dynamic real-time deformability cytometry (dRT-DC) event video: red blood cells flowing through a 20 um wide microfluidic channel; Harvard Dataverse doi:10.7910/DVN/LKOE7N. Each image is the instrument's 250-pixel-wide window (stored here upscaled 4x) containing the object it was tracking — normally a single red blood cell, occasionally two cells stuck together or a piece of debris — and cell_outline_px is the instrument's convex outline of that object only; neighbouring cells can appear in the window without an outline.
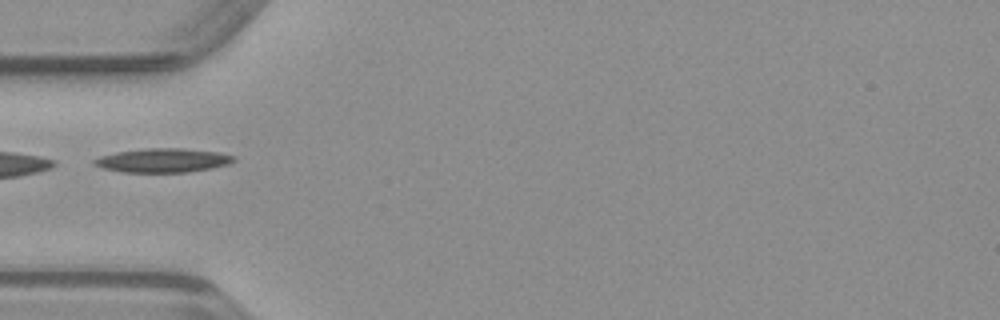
{"species": "common noctule bat (a hibernating species)", "species_latin": "Nyctalus noctula", "temperature_condition": "warm", "stored_images_in_passage": 33, "camera_frame_rate_fps": 3000, "um_per_image_px": 0.085, "animal": {"sex": "male", "body_mass_g": 23.1, "forearm_length_mm": 52.7}, "frame": {"image": 1, "passage_image": 1, "time_ms": 0.0, "image_size_px": [1000, 320], "cell_outline_px": [[236, 160], [228, 164], [212, 168], [188, 172], [124, 172], [104, 168], [92, 164], [92, 160], [100, 156], [116, 152], [144, 148], [184, 148], [216, 152], [236, 156]], "centroid_in_image_um": [13.84, 13.62], "position_along_channel_um": 71.2, "area_um2": 19.54}}
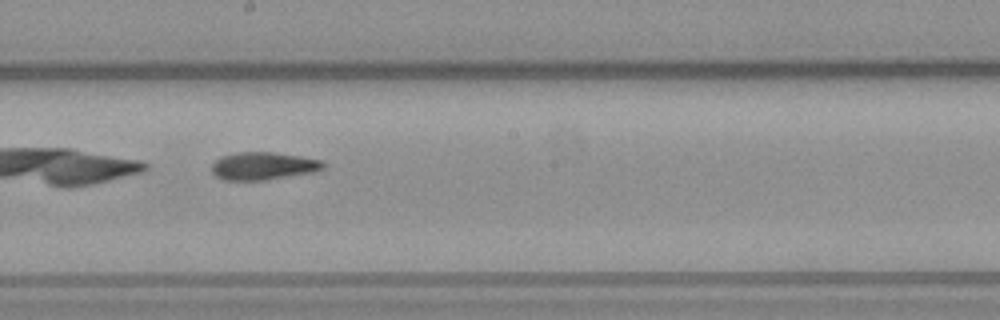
{"frame": {"image": 2, "passage_image": 12, "time_ms": 3.667, "image_size_px": [1000, 320], "cell_outline_px": [[324, 168], [312, 172], [264, 180], [224, 180], [216, 176], [212, 172], [212, 164], [220, 156], [236, 152], [272, 152], [300, 156], [320, 160], [324, 164]], "centroid_in_image_um": [22.33, 14.1], "position_along_channel_um": 225.9, "area_um2": 17.86}}
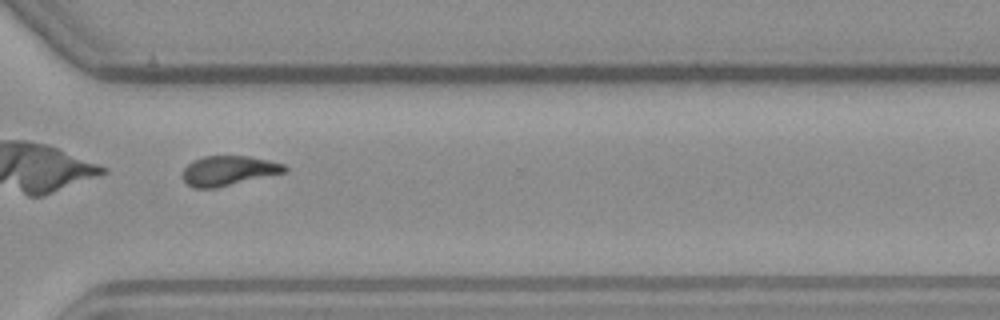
{"frame": {"image": 3, "passage_image": 21, "time_ms": 6.667, "image_size_px": [1000, 320], "cell_outline_px": [[288, 168], [284, 172], [216, 188], [192, 188], [184, 180], [184, 168], [192, 160], [204, 156], [248, 156], [268, 160], [284, 164]], "centroid_in_image_um": [19.4, 14.5], "position_along_channel_um": 351.2, "area_um2": 17.46}}